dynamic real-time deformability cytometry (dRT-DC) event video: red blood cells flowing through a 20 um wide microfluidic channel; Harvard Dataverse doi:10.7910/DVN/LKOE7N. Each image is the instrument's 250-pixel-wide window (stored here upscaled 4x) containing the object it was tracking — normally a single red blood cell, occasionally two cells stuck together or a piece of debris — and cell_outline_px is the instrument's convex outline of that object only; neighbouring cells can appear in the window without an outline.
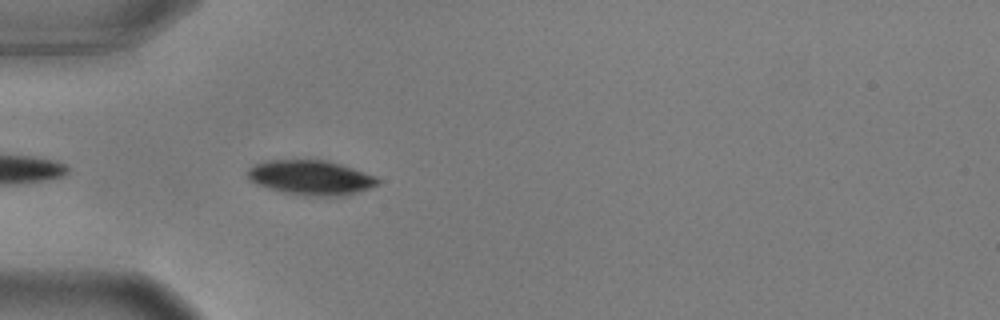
{"species": "common noctule bat (a hibernating species)", "species_latin": "Nyctalus noctula", "temperature_condition": "warm", "stored_images_in_passage": 7, "camera_frame_rate_fps": 3000, "um_per_image_px": 0.085, "animal": {"sex": "male", "body_mass_g": 17.9, "forearm_length_mm": 54.2}, "frame": {"image": 1, "passage_image": 3, "time_ms": 0.667, "image_size_px": [1000, 320], "cell_outline_px": [[380, 184], [356, 192], [340, 196], [304, 196], [284, 192], [268, 188], [256, 184], [248, 176], [248, 168], [256, 164], [268, 160], [328, 160], [376, 176], [380, 180]], "centroid_in_image_um": [26.43, 15.1], "position_along_channel_um": 58.6, "area_um2": 26.13}}